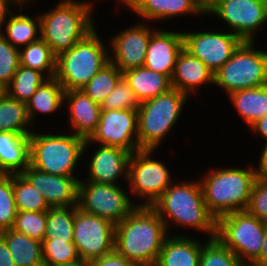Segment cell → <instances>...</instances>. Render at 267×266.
<instances>
[{"mask_svg":"<svg viewBox=\"0 0 267 266\" xmlns=\"http://www.w3.org/2000/svg\"><path fill=\"white\" fill-rule=\"evenodd\" d=\"M267 222L247 210L225 214L217 219L216 237L243 264H251L261 253Z\"/></svg>","mask_w":267,"mask_h":266,"instance_id":"cell-9","label":"cell"},{"mask_svg":"<svg viewBox=\"0 0 267 266\" xmlns=\"http://www.w3.org/2000/svg\"><path fill=\"white\" fill-rule=\"evenodd\" d=\"M33 17L22 14L15 15L11 13L5 24V33L0 30V34L14 47L20 49L21 46H27L40 38V17ZM38 32V33H37Z\"/></svg>","mask_w":267,"mask_h":266,"instance_id":"cell-29","label":"cell"},{"mask_svg":"<svg viewBox=\"0 0 267 266\" xmlns=\"http://www.w3.org/2000/svg\"><path fill=\"white\" fill-rule=\"evenodd\" d=\"M229 96L236 111L249 127L267 114V85L239 90Z\"/></svg>","mask_w":267,"mask_h":266,"instance_id":"cell-28","label":"cell"},{"mask_svg":"<svg viewBox=\"0 0 267 266\" xmlns=\"http://www.w3.org/2000/svg\"><path fill=\"white\" fill-rule=\"evenodd\" d=\"M0 235L7 244L15 266H44L42 242L12 228L0 232Z\"/></svg>","mask_w":267,"mask_h":266,"instance_id":"cell-26","label":"cell"},{"mask_svg":"<svg viewBox=\"0 0 267 266\" xmlns=\"http://www.w3.org/2000/svg\"><path fill=\"white\" fill-rule=\"evenodd\" d=\"M188 96L171 88L168 92L141 102L137 110L139 149L155 150L174 127Z\"/></svg>","mask_w":267,"mask_h":266,"instance_id":"cell-6","label":"cell"},{"mask_svg":"<svg viewBox=\"0 0 267 266\" xmlns=\"http://www.w3.org/2000/svg\"><path fill=\"white\" fill-rule=\"evenodd\" d=\"M182 33L156 29L148 43L144 66L171 79L177 57L184 48Z\"/></svg>","mask_w":267,"mask_h":266,"instance_id":"cell-18","label":"cell"},{"mask_svg":"<svg viewBox=\"0 0 267 266\" xmlns=\"http://www.w3.org/2000/svg\"><path fill=\"white\" fill-rule=\"evenodd\" d=\"M147 266H160L157 262H153L152 264H149Z\"/></svg>","mask_w":267,"mask_h":266,"instance_id":"cell-52","label":"cell"},{"mask_svg":"<svg viewBox=\"0 0 267 266\" xmlns=\"http://www.w3.org/2000/svg\"><path fill=\"white\" fill-rule=\"evenodd\" d=\"M58 266H90L88 261H84V260H77V261H73L70 263H65V264H60Z\"/></svg>","mask_w":267,"mask_h":266,"instance_id":"cell-50","label":"cell"},{"mask_svg":"<svg viewBox=\"0 0 267 266\" xmlns=\"http://www.w3.org/2000/svg\"><path fill=\"white\" fill-rule=\"evenodd\" d=\"M111 146L129 151H139L137 110L112 109L101 111L96 131L85 140L83 152L90 143Z\"/></svg>","mask_w":267,"mask_h":266,"instance_id":"cell-13","label":"cell"},{"mask_svg":"<svg viewBox=\"0 0 267 266\" xmlns=\"http://www.w3.org/2000/svg\"><path fill=\"white\" fill-rule=\"evenodd\" d=\"M74 218L75 206L49 208L44 239L73 242Z\"/></svg>","mask_w":267,"mask_h":266,"instance_id":"cell-33","label":"cell"},{"mask_svg":"<svg viewBox=\"0 0 267 266\" xmlns=\"http://www.w3.org/2000/svg\"><path fill=\"white\" fill-rule=\"evenodd\" d=\"M115 224L75 206L73 243L81 260L90 262L114 251Z\"/></svg>","mask_w":267,"mask_h":266,"instance_id":"cell-12","label":"cell"},{"mask_svg":"<svg viewBox=\"0 0 267 266\" xmlns=\"http://www.w3.org/2000/svg\"><path fill=\"white\" fill-rule=\"evenodd\" d=\"M65 101L69 105V123L75 131L74 134L85 140L89 139L96 131L100 120V105L81 89L65 91L64 103Z\"/></svg>","mask_w":267,"mask_h":266,"instance_id":"cell-20","label":"cell"},{"mask_svg":"<svg viewBox=\"0 0 267 266\" xmlns=\"http://www.w3.org/2000/svg\"><path fill=\"white\" fill-rule=\"evenodd\" d=\"M122 76L120 69L109 61L81 90L100 105Z\"/></svg>","mask_w":267,"mask_h":266,"instance_id":"cell-35","label":"cell"},{"mask_svg":"<svg viewBox=\"0 0 267 266\" xmlns=\"http://www.w3.org/2000/svg\"><path fill=\"white\" fill-rule=\"evenodd\" d=\"M90 266H138L136 263L127 260L115 250L107 255L91 260Z\"/></svg>","mask_w":267,"mask_h":266,"instance_id":"cell-43","label":"cell"},{"mask_svg":"<svg viewBox=\"0 0 267 266\" xmlns=\"http://www.w3.org/2000/svg\"><path fill=\"white\" fill-rule=\"evenodd\" d=\"M47 211H17L13 230L43 242L46 232Z\"/></svg>","mask_w":267,"mask_h":266,"instance_id":"cell-40","label":"cell"},{"mask_svg":"<svg viewBox=\"0 0 267 266\" xmlns=\"http://www.w3.org/2000/svg\"><path fill=\"white\" fill-rule=\"evenodd\" d=\"M91 1L62 0L52 10L39 15L40 38L58 57L95 29Z\"/></svg>","mask_w":267,"mask_h":266,"instance_id":"cell-3","label":"cell"},{"mask_svg":"<svg viewBox=\"0 0 267 266\" xmlns=\"http://www.w3.org/2000/svg\"><path fill=\"white\" fill-rule=\"evenodd\" d=\"M85 139L71 133L30 134L29 165L48 174L74 176L73 171L83 155Z\"/></svg>","mask_w":267,"mask_h":266,"instance_id":"cell-7","label":"cell"},{"mask_svg":"<svg viewBox=\"0 0 267 266\" xmlns=\"http://www.w3.org/2000/svg\"><path fill=\"white\" fill-rule=\"evenodd\" d=\"M258 167L254 168L257 176L260 178H267V142L263 146Z\"/></svg>","mask_w":267,"mask_h":266,"instance_id":"cell-47","label":"cell"},{"mask_svg":"<svg viewBox=\"0 0 267 266\" xmlns=\"http://www.w3.org/2000/svg\"><path fill=\"white\" fill-rule=\"evenodd\" d=\"M210 15L223 19L242 41L254 42V33L267 23V0H226Z\"/></svg>","mask_w":267,"mask_h":266,"instance_id":"cell-15","label":"cell"},{"mask_svg":"<svg viewBox=\"0 0 267 266\" xmlns=\"http://www.w3.org/2000/svg\"><path fill=\"white\" fill-rule=\"evenodd\" d=\"M184 49L200 59L213 73L219 70L243 42L232 31L219 32H185Z\"/></svg>","mask_w":267,"mask_h":266,"instance_id":"cell-14","label":"cell"},{"mask_svg":"<svg viewBox=\"0 0 267 266\" xmlns=\"http://www.w3.org/2000/svg\"><path fill=\"white\" fill-rule=\"evenodd\" d=\"M143 24L133 25L111 38L110 61L121 72L144 66L148 43L156 29Z\"/></svg>","mask_w":267,"mask_h":266,"instance_id":"cell-16","label":"cell"},{"mask_svg":"<svg viewBox=\"0 0 267 266\" xmlns=\"http://www.w3.org/2000/svg\"><path fill=\"white\" fill-rule=\"evenodd\" d=\"M251 264L254 266L267 265V229H266V234L264 237L261 253Z\"/></svg>","mask_w":267,"mask_h":266,"instance_id":"cell-49","label":"cell"},{"mask_svg":"<svg viewBox=\"0 0 267 266\" xmlns=\"http://www.w3.org/2000/svg\"><path fill=\"white\" fill-rule=\"evenodd\" d=\"M16 215L13 174H0V232L13 228Z\"/></svg>","mask_w":267,"mask_h":266,"instance_id":"cell-37","label":"cell"},{"mask_svg":"<svg viewBox=\"0 0 267 266\" xmlns=\"http://www.w3.org/2000/svg\"><path fill=\"white\" fill-rule=\"evenodd\" d=\"M108 48L94 29L57 57L55 78L65 91L81 89L110 61Z\"/></svg>","mask_w":267,"mask_h":266,"instance_id":"cell-5","label":"cell"},{"mask_svg":"<svg viewBox=\"0 0 267 266\" xmlns=\"http://www.w3.org/2000/svg\"><path fill=\"white\" fill-rule=\"evenodd\" d=\"M250 130H253L254 133H260L259 135H262L261 137L267 142V114L253 123Z\"/></svg>","mask_w":267,"mask_h":266,"instance_id":"cell-48","label":"cell"},{"mask_svg":"<svg viewBox=\"0 0 267 266\" xmlns=\"http://www.w3.org/2000/svg\"><path fill=\"white\" fill-rule=\"evenodd\" d=\"M140 102L155 98L172 88L171 79L159 72L141 66L122 72Z\"/></svg>","mask_w":267,"mask_h":266,"instance_id":"cell-24","label":"cell"},{"mask_svg":"<svg viewBox=\"0 0 267 266\" xmlns=\"http://www.w3.org/2000/svg\"><path fill=\"white\" fill-rule=\"evenodd\" d=\"M246 210L254 217L267 222V178L258 177L255 181Z\"/></svg>","mask_w":267,"mask_h":266,"instance_id":"cell-42","label":"cell"},{"mask_svg":"<svg viewBox=\"0 0 267 266\" xmlns=\"http://www.w3.org/2000/svg\"><path fill=\"white\" fill-rule=\"evenodd\" d=\"M206 83L214 84V73L200 59L183 48L177 57L171 77L172 88L189 96Z\"/></svg>","mask_w":267,"mask_h":266,"instance_id":"cell-21","label":"cell"},{"mask_svg":"<svg viewBox=\"0 0 267 266\" xmlns=\"http://www.w3.org/2000/svg\"><path fill=\"white\" fill-rule=\"evenodd\" d=\"M131 153L121 148L101 145L95 150L88 164L87 180L118 185V177L128 180V165Z\"/></svg>","mask_w":267,"mask_h":266,"instance_id":"cell-19","label":"cell"},{"mask_svg":"<svg viewBox=\"0 0 267 266\" xmlns=\"http://www.w3.org/2000/svg\"><path fill=\"white\" fill-rule=\"evenodd\" d=\"M13 192L17 211H47L43 194L20 173L13 174Z\"/></svg>","mask_w":267,"mask_h":266,"instance_id":"cell-34","label":"cell"},{"mask_svg":"<svg viewBox=\"0 0 267 266\" xmlns=\"http://www.w3.org/2000/svg\"><path fill=\"white\" fill-rule=\"evenodd\" d=\"M152 207L165 223L167 230L169 220L177 226L206 232L210 236L208 239L216 237L217 219L208 211L201 184L197 180L172 183Z\"/></svg>","mask_w":267,"mask_h":266,"instance_id":"cell-2","label":"cell"},{"mask_svg":"<svg viewBox=\"0 0 267 266\" xmlns=\"http://www.w3.org/2000/svg\"><path fill=\"white\" fill-rule=\"evenodd\" d=\"M0 266H15L4 238L0 235Z\"/></svg>","mask_w":267,"mask_h":266,"instance_id":"cell-46","label":"cell"},{"mask_svg":"<svg viewBox=\"0 0 267 266\" xmlns=\"http://www.w3.org/2000/svg\"><path fill=\"white\" fill-rule=\"evenodd\" d=\"M121 188L119 185L79 180L77 206L88 214L117 224L137 206Z\"/></svg>","mask_w":267,"mask_h":266,"instance_id":"cell-10","label":"cell"},{"mask_svg":"<svg viewBox=\"0 0 267 266\" xmlns=\"http://www.w3.org/2000/svg\"><path fill=\"white\" fill-rule=\"evenodd\" d=\"M46 80L48 78L43 73L20 65L3 91L9 97L26 104Z\"/></svg>","mask_w":267,"mask_h":266,"instance_id":"cell-32","label":"cell"},{"mask_svg":"<svg viewBox=\"0 0 267 266\" xmlns=\"http://www.w3.org/2000/svg\"><path fill=\"white\" fill-rule=\"evenodd\" d=\"M242 266H254L252 264H242Z\"/></svg>","mask_w":267,"mask_h":266,"instance_id":"cell-53","label":"cell"},{"mask_svg":"<svg viewBox=\"0 0 267 266\" xmlns=\"http://www.w3.org/2000/svg\"><path fill=\"white\" fill-rule=\"evenodd\" d=\"M224 1L226 0H194V3L202 15H208Z\"/></svg>","mask_w":267,"mask_h":266,"instance_id":"cell-45","label":"cell"},{"mask_svg":"<svg viewBox=\"0 0 267 266\" xmlns=\"http://www.w3.org/2000/svg\"><path fill=\"white\" fill-rule=\"evenodd\" d=\"M21 174L43 194L50 208L78 205L77 177L44 173L30 165Z\"/></svg>","mask_w":267,"mask_h":266,"instance_id":"cell-17","label":"cell"},{"mask_svg":"<svg viewBox=\"0 0 267 266\" xmlns=\"http://www.w3.org/2000/svg\"><path fill=\"white\" fill-rule=\"evenodd\" d=\"M57 57L51 47L41 38L19 49V64L55 78ZM45 71V73H44Z\"/></svg>","mask_w":267,"mask_h":266,"instance_id":"cell-30","label":"cell"},{"mask_svg":"<svg viewBox=\"0 0 267 266\" xmlns=\"http://www.w3.org/2000/svg\"><path fill=\"white\" fill-rule=\"evenodd\" d=\"M30 135L0 132V174H20L29 166Z\"/></svg>","mask_w":267,"mask_h":266,"instance_id":"cell-22","label":"cell"},{"mask_svg":"<svg viewBox=\"0 0 267 266\" xmlns=\"http://www.w3.org/2000/svg\"><path fill=\"white\" fill-rule=\"evenodd\" d=\"M131 10L146 21L168 20L182 14H202L194 0H135Z\"/></svg>","mask_w":267,"mask_h":266,"instance_id":"cell-25","label":"cell"},{"mask_svg":"<svg viewBox=\"0 0 267 266\" xmlns=\"http://www.w3.org/2000/svg\"><path fill=\"white\" fill-rule=\"evenodd\" d=\"M64 92L62 85L56 78L46 80L26 103L27 115L32 124L36 113L51 114L56 112L64 104ZM34 119V120H33Z\"/></svg>","mask_w":267,"mask_h":266,"instance_id":"cell-27","label":"cell"},{"mask_svg":"<svg viewBox=\"0 0 267 266\" xmlns=\"http://www.w3.org/2000/svg\"><path fill=\"white\" fill-rule=\"evenodd\" d=\"M120 1L122 2V4L123 3L125 4V7L127 6L129 9H131L135 0H120Z\"/></svg>","mask_w":267,"mask_h":266,"instance_id":"cell-51","label":"cell"},{"mask_svg":"<svg viewBox=\"0 0 267 266\" xmlns=\"http://www.w3.org/2000/svg\"><path fill=\"white\" fill-rule=\"evenodd\" d=\"M29 1L32 2L34 0H0V30L3 29L2 26L6 22L7 16L12 13V10L10 12L11 7L13 5L15 7L18 4L22 12L23 3L25 4Z\"/></svg>","mask_w":267,"mask_h":266,"instance_id":"cell-44","label":"cell"},{"mask_svg":"<svg viewBox=\"0 0 267 266\" xmlns=\"http://www.w3.org/2000/svg\"><path fill=\"white\" fill-rule=\"evenodd\" d=\"M238 257L217 237L202 246L199 266H242Z\"/></svg>","mask_w":267,"mask_h":266,"instance_id":"cell-36","label":"cell"},{"mask_svg":"<svg viewBox=\"0 0 267 266\" xmlns=\"http://www.w3.org/2000/svg\"><path fill=\"white\" fill-rule=\"evenodd\" d=\"M155 150L140 149L131 154L128 165V182L131 193L145 199L138 206H152L172 184L168 168L151 155Z\"/></svg>","mask_w":267,"mask_h":266,"instance_id":"cell-11","label":"cell"},{"mask_svg":"<svg viewBox=\"0 0 267 266\" xmlns=\"http://www.w3.org/2000/svg\"><path fill=\"white\" fill-rule=\"evenodd\" d=\"M243 41L231 58L214 73V85L227 94L267 85V51Z\"/></svg>","mask_w":267,"mask_h":266,"instance_id":"cell-8","label":"cell"},{"mask_svg":"<svg viewBox=\"0 0 267 266\" xmlns=\"http://www.w3.org/2000/svg\"><path fill=\"white\" fill-rule=\"evenodd\" d=\"M141 102L122 76L113 91L100 103L101 111L112 109L138 110Z\"/></svg>","mask_w":267,"mask_h":266,"instance_id":"cell-39","label":"cell"},{"mask_svg":"<svg viewBox=\"0 0 267 266\" xmlns=\"http://www.w3.org/2000/svg\"><path fill=\"white\" fill-rule=\"evenodd\" d=\"M203 243L175 235L165 239L157 263L160 266H199Z\"/></svg>","mask_w":267,"mask_h":266,"instance_id":"cell-23","label":"cell"},{"mask_svg":"<svg viewBox=\"0 0 267 266\" xmlns=\"http://www.w3.org/2000/svg\"><path fill=\"white\" fill-rule=\"evenodd\" d=\"M42 251L44 266H58L80 259L73 242L44 239Z\"/></svg>","mask_w":267,"mask_h":266,"instance_id":"cell-38","label":"cell"},{"mask_svg":"<svg viewBox=\"0 0 267 266\" xmlns=\"http://www.w3.org/2000/svg\"><path fill=\"white\" fill-rule=\"evenodd\" d=\"M166 226L152 206H136L115 224L114 250L138 266L157 262L167 238Z\"/></svg>","mask_w":267,"mask_h":266,"instance_id":"cell-1","label":"cell"},{"mask_svg":"<svg viewBox=\"0 0 267 266\" xmlns=\"http://www.w3.org/2000/svg\"><path fill=\"white\" fill-rule=\"evenodd\" d=\"M19 64V49L0 34V89L3 91L12 80Z\"/></svg>","mask_w":267,"mask_h":266,"instance_id":"cell-41","label":"cell"},{"mask_svg":"<svg viewBox=\"0 0 267 266\" xmlns=\"http://www.w3.org/2000/svg\"><path fill=\"white\" fill-rule=\"evenodd\" d=\"M257 178L252 167H218L202 179L200 177L199 182L208 211L218 219L228 213L246 210Z\"/></svg>","mask_w":267,"mask_h":266,"instance_id":"cell-4","label":"cell"},{"mask_svg":"<svg viewBox=\"0 0 267 266\" xmlns=\"http://www.w3.org/2000/svg\"><path fill=\"white\" fill-rule=\"evenodd\" d=\"M32 124L27 115L26 104L9 97L4 91L0 94V132H15L30 135Z\"/></svg>","mask_w":267,"mask_h":266,"instance_id":"cell-31","label":"cell"}]
</instances>
